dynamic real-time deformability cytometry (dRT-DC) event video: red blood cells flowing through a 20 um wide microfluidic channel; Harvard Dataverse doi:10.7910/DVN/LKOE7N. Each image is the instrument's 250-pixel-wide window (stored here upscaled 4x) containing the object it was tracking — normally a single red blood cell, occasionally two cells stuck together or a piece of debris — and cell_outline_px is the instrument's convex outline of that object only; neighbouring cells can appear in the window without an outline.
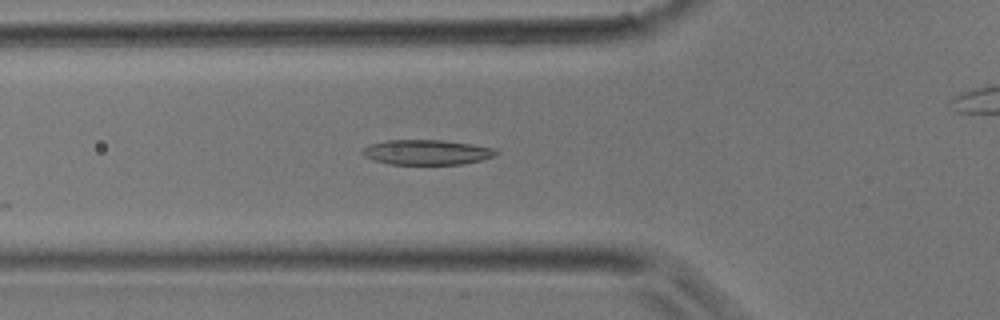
{"species": "common noctule bat (a hibernating species)", "species_latin": "Nyctalus noctula", "temperature_condition": "room temperature", "stored_images_in_passage": 22, "camera_frame_rate_fps": 3000, "um_per_image_px": 0.085, "animal": {"sex": "male", "body_mass_g": 17.9}, "frame": {"image": 1, "passage_image": 3, "time_ms": 0.667, "image_size_px": [1000, 320], "cell_outline_px": [[500, 152], [496, 156], [480, 160], [460, 164], [388, 164], [372, 160], [364, 156], [360, 152], [360, 148], [372, 144], [388, 140], [444, 140], [472, 144], [496, 148]], "centroid_in_image_um": [36.27, 12.94], "position_along_channel_um": 89.5, "area_um2": 19.65}}
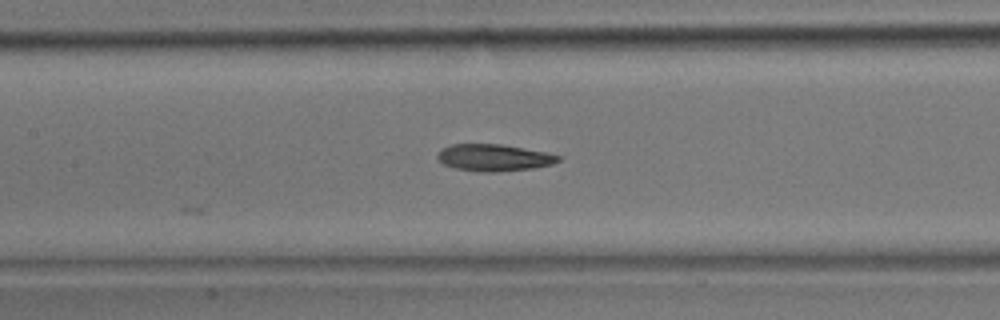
{"frame": {"image": 2, "passage_image": 7, "time_ms": 2.0, "image_size_px": [1000, 320], "cell_outline_px": [[560, 160], [552, 164], [532, 168], [492, 172], [480, 172], [456, 168], [444, 164], [436, 156], [440, 148], [452, 144], [500, 144], [548, 152], [560, 156]], "centroid_in_image_um": [41.97, 13.39], "position_along_channel_um": 165.4, "area_um2": 18.84}}
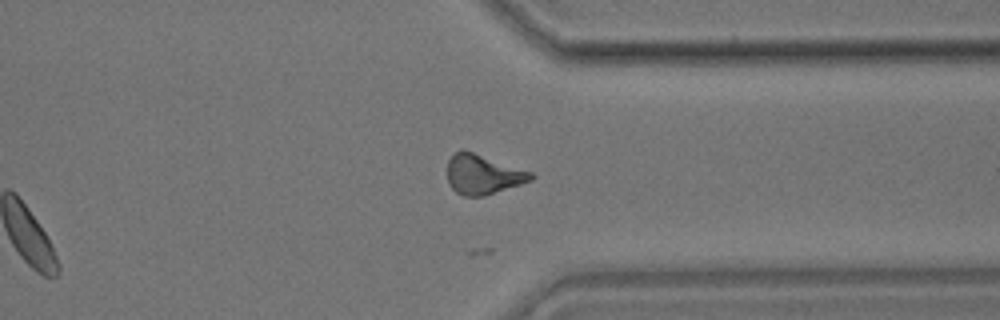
{"frame": {"image": 3, "passage_image": 18, "time_ms": 5.667, "image_size_px": [1000, 320], "cell_outline_px": [[536, 176], [532, 180], [484, 196], [464, 196], [456, 192], [448, 184], [448, 160], [460, 148], [464, 148], [532, 172]], "centroid_in_image_um": [41.04, 14.8], "position_along_channel_um": 370.4, "area_um2": 19.48}}